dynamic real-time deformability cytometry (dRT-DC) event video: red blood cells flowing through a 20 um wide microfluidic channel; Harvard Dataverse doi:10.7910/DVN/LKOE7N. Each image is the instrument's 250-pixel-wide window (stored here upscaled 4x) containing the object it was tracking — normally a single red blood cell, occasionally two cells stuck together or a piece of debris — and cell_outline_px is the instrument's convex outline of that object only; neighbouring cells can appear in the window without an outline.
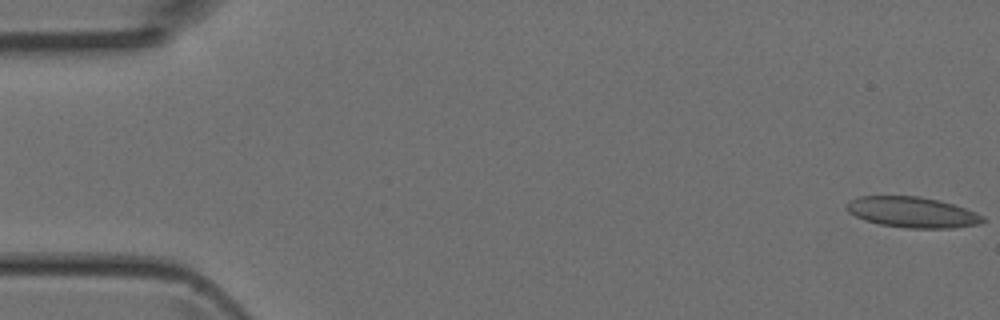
{"species": "Egyptian fruit bat (a non-hibernating species)", "species_latin": "Rousettus aegyptiacus", "temperature_condition": "room temperature", "stored_images_in_passage": 5, "camera_frame_rate_fps": 3000, "um_per_image_px": 0.085, "animal": {"sex": "female"}, "frame": {"image": 1, "passage_image": 1, "time_ms": 0.0, "image_size_px": [1000, 320], "cell_outline_px": [[984, 220], [980, 224], [952, 228], [908, 228], [880, 224], [864, 220], [848, 212], [844, 208], [844, 204], [848, 200], [860, 196], [920, 196], [940, 200], [976, 212], [984, 216]], "centroid_in_image_um": [77.5, 18.03], "position_along_channel_um": 7.5, "area_um2": 24.51}}
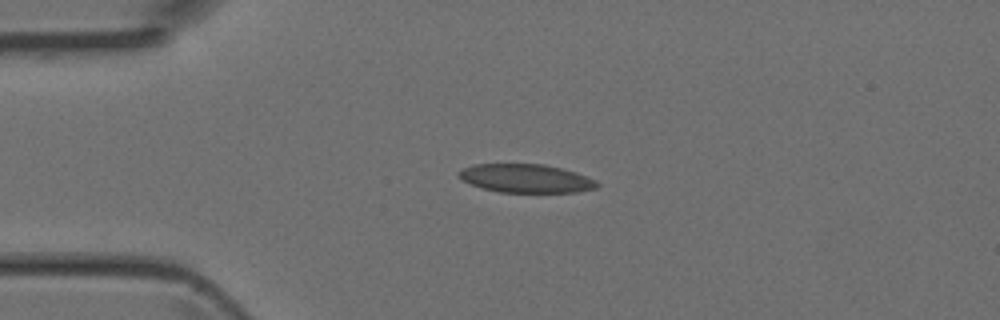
{"frame": {"image": 2, "passage_image": 3, "time_ms": 0.667, "image_size_px": [1000, 320], "cell_outline_px": [[600, 184], [596, 188], [576, 192], [500, 192], [480, 188], [464, 180], [456, 172], [472, 164], [544, 164], [576, 172], [596, 180]], "centroid_in_image_um": [44.72, 15.16], "position_along_channel_um": 40.3, "area_um2": 22.89}}
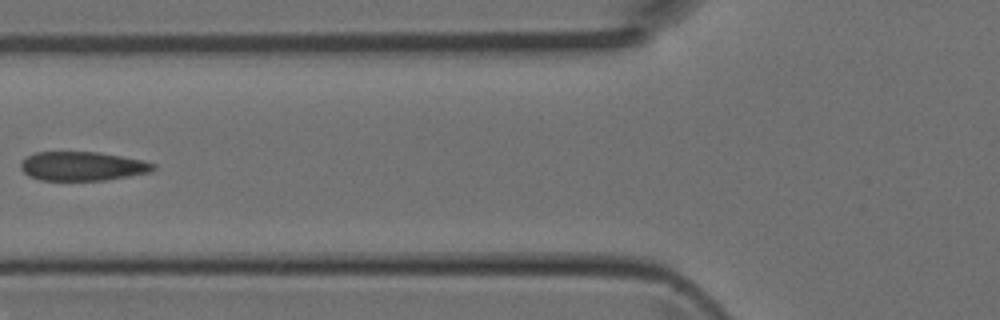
{"frame": {"image": 3, "passage_image": 5, "time_ms": 1.333, "image_size_px": [1000, 320], "cell_outline_px": [[156, 168], [148, 172], [128, 176], [104, 180], [40, 180], [28, 176], [20, 168], [20, 160], [36, 152], [100, 152], [144, 160], [156, 164]], "centroid_in_image_um": [6.99, 14.12], "position_along_channel_um": 118.8, "area_um2": 22.48}}